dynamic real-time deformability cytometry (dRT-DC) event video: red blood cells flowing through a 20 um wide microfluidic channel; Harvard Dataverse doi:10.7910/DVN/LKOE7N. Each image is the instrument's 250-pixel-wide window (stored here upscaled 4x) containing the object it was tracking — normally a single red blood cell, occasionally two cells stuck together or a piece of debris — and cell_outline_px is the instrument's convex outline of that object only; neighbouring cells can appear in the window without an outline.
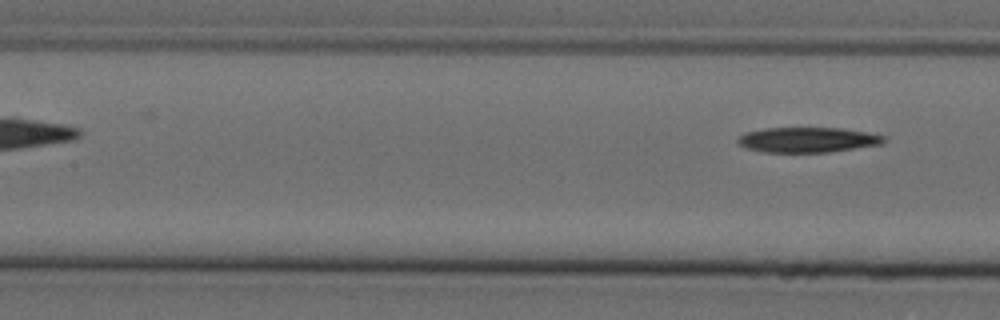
{"species": "Egyptian fruit bat (a non-hibernating species)", "species_latin": "Rousettus aegyptiacus", "temperature_condition": "cold", "stored_images_in_passage": 5, "camera_frame_rate_fps": 3000, "um_per_image_px": 0.085, "animal": {"sex": "female"}, "frame": {"image": 1, "passage_image": 5, "time_ms": 1.333, "image_size_px": [1000, 320], "cell_outline_px": [[884, 140], [880, 144], [828, 152], [764, 152], [744, 148], [736, 144], [736, 136], [744, 132], [764, 128], [844, 128], [868, 132], [884, 136]], "centroid_in_image_um": [68.53, 11.88], "position_along_channel_um": 138.9, "area_um2": 21.56}}